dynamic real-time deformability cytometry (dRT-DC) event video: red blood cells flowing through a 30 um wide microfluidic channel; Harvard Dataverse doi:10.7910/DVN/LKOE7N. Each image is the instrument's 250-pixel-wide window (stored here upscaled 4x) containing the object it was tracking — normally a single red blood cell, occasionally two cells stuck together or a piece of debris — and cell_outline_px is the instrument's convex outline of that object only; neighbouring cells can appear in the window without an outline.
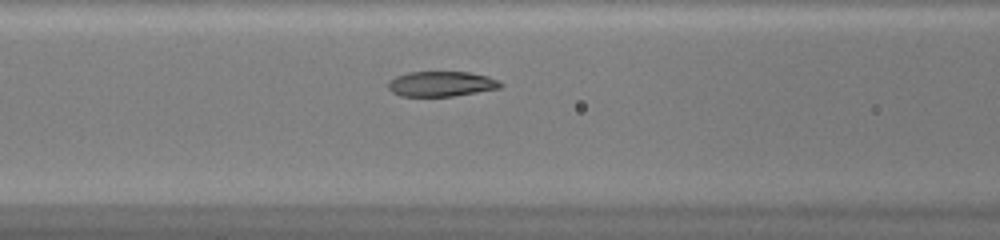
{"species": "common noctule bat (a hibernating species)", "species_latin": "Nyctalus noctula", "temperature_condition": "warm", "stored_images_in_passage": 36, "camera_frame_rate_fps": 3000, "um_per_image_px": 0.085, "animal": {"sex": "female", "body_mass_g": 20.0, "forearm_length_mm": 54.0}, "frame": {"image": 1, "passage_image": 16, "time_ms": 5.0, "image_size_px": [1000, 240], "cell_outline_px": [[504, 84], [500, 88], [452, 96], [400, 96], [392, 92], [388, 88], [388, 80], [396, 76], [408, 72], [468, 72], [488, 76], [500, 80]], "centroid_in_image_um": [37.51, 7.12], "position_along_channel_um": 129.1, "area_um2": 16.53}}
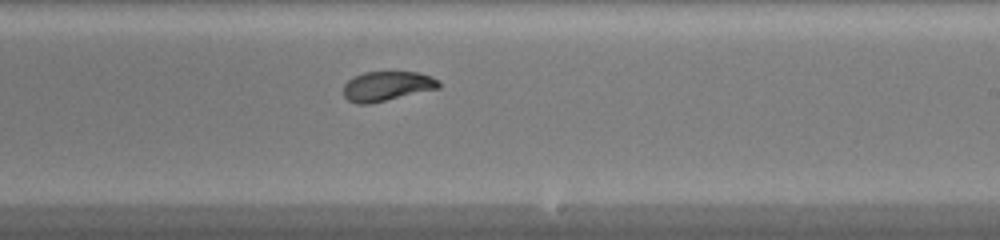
{"frame": {"image": 2, "passage_image": 25, "time_ms": 8.0, "image_size_px": [1000, 240], "cell_outline_px": [[440, 88], [372, 104], [356, 104], [348, 100], [344, 96], [344, 84], [352, 76], [364, 72], [416, 72], [432, 76], [440, 80]], "centroid_in_image_um": [32.9, 7.33], "position_along_channel_um": 256.1, "area_um2": 16.76}}
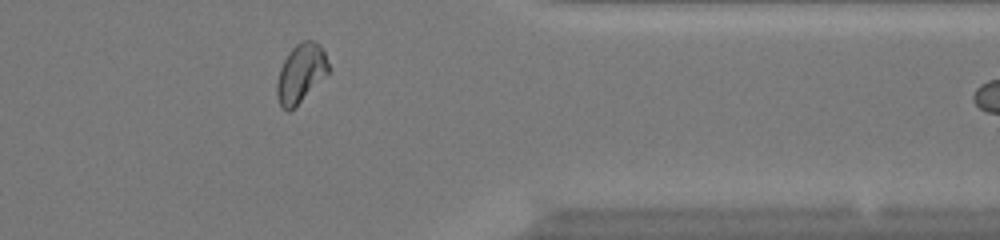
{"frame": {"image": 3, "passage_image": 35, "time_ms": 11.333, "image_size_px": [1000, 240], "cell_outline_px": [[332, 68], [288, 112], [280, 104], [276, 96], [276, 84], [280, 68], [288, 52], [300, 40], [316, 40], [320, 44]], "centroid_in_image_um": [25.57, 6.15], "position_along_channel_um": 385.8, "area_um2": 17.4}}